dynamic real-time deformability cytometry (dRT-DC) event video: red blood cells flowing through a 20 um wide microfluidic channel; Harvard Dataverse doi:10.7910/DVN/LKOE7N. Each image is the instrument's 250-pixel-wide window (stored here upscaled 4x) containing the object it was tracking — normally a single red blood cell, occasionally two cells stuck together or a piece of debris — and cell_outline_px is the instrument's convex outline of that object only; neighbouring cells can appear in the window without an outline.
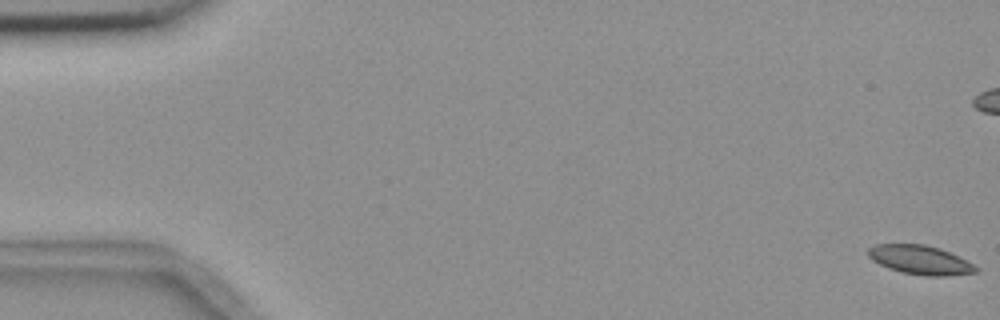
{"species": "common noctule bat (a hibernating species)", "species_latin": "Nyctalus noctula", "temperature_condition": "room temperature", "stored_images_in_passage": 6, "camera_frame_rate_fps": 3000, "um_per_image_px": 0.085, "animal": {"sex": "female", "body_mass_g": 18.4}, "frame": {"image": 1, "passage_image": 1, "time_ms": 0.0, "image_size_px": [1000, 320], "cell_outline_px": [[980, 268], [976, 272], [948, 276], [924, 276], [900, 272], [888, 268], [872, 260], [868, 256], [868, 248], [876, 244], [924, 244], [940, 248]], "centroid_in_image_um": [78.18, 22.1], "position_along_channel_um": 6.8, "area_um2": 18.15}}